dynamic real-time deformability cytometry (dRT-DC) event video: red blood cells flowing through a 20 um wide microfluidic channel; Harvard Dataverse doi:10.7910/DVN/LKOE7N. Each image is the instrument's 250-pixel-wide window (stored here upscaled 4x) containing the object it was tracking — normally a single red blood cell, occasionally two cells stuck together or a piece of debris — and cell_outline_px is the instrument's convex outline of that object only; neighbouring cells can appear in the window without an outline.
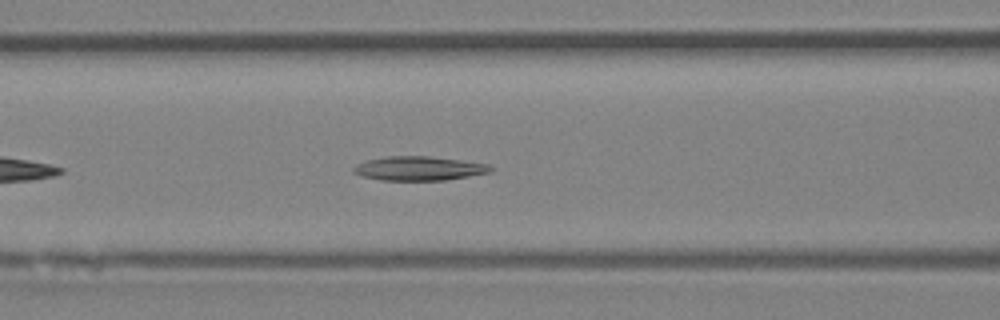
{"species": "Egyptian fruit bat (a non-hibernating species)", "species_latin": "Rousettus aegyptiacus", "temperature_condition": "room temperature", "stored_images_in_passage": 27, "camera_frame_rate_fps": 3000, "um_per_image_px": 0.085, "animal": {"sex": "female"}, "frame": {"image": 1, "passage_image": 5, "time_ms": 1.333, "image_size_px": [1000, 320], "cell_outline_px": [[496, 168], [492, 172], [444, 180], [380, 180], [360, 176], [352, 172], [352, 168], [356, 164], [368, 160], [384, 156], [428, 156], [460, 160], [488, 164]], "centroid_in_image_um": [35.6, 14.31], "position_along_channel_um": 131.0, "area_um2": 19.36}}
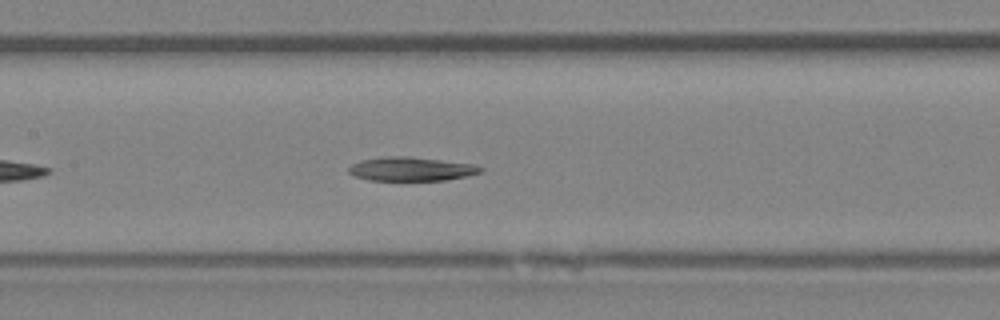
{"frame": {"image": 2, "passage_image": 8, "time_ms": 2.333, "image_size_px": [1000, 320], "cell_outline_px": [[484, 172], [468, 176], [448, 180], [368, 180], [356, 176], [348, 172], [348, 168], [352, 164], [360, 160], [384, 156], [408, 156], [472, 164], [484, 168]], "centroid_in_image_um": [34.97, 14.36], "position_along_channel_um": 172.4, "area_um2": 18.38}}